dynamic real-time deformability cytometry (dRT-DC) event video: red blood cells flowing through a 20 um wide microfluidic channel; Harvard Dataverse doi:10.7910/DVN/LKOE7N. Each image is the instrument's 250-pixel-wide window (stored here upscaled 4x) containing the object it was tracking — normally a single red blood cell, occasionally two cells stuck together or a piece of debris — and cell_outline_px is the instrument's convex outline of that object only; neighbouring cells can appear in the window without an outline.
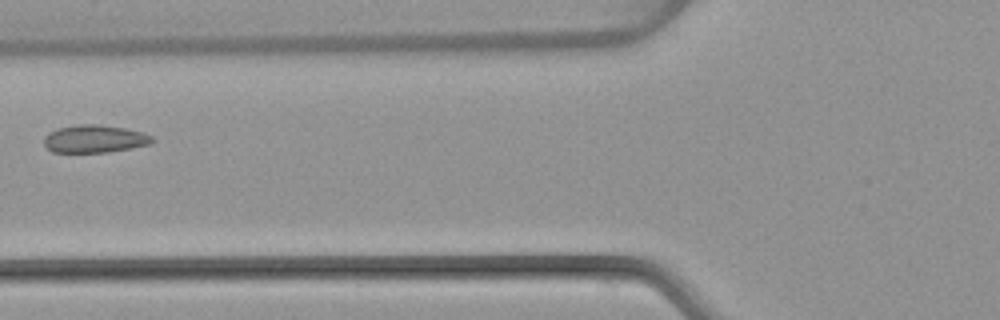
{"species": "common noctule bat (a hibernating species)", "species_latin": "Nyctalus noctula", "temperature_condition": "warm", "stored_images_in_passage": 5, "camera_frame_rate_fps": 3000, "um_per_image_px": 0.085, "animal": {"sex": "female", "body_mass_g": 22.7, "forearm_length_mm": 54.2}, "frame": {"image": 1, "passage_image": 4, "time_ms": 4.667, "image_size_px": [1000, 320], "cell_outline_px": [[156, 140], [148, 144], [132, 148], [108, 152], [52, 152], [44, 144], [44, 136], [48, 132], [60, 128], [80, 124], [96, 124], [124, 128], [140, 132], [152, 136]], "centroid_in_image_um": [8.03, 11.81], "position_along_channel_um": 117.8, "area_um2": 17.34}}
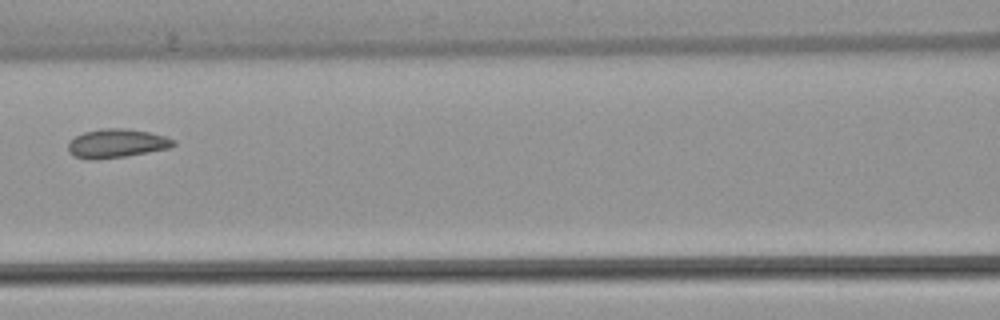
{"frame": {"image": 2, "passage_image": 5, "time_ms": 5.667, "image_size_px": [1000, 320], "cell_outline_px": [[176, 144], [168, 148], [128, 156], [96, 160], [88, 160], [72, 156], [68, 152], [68, 144], [76, 136], [84, 132], [100, 128], [124, 128], [148, 132], [164, 136], [176, 140]], "centroid_in_image_um": [9.88, 12.2], "position_along_channel_um": 156.7, "area_um2": 17.8}}